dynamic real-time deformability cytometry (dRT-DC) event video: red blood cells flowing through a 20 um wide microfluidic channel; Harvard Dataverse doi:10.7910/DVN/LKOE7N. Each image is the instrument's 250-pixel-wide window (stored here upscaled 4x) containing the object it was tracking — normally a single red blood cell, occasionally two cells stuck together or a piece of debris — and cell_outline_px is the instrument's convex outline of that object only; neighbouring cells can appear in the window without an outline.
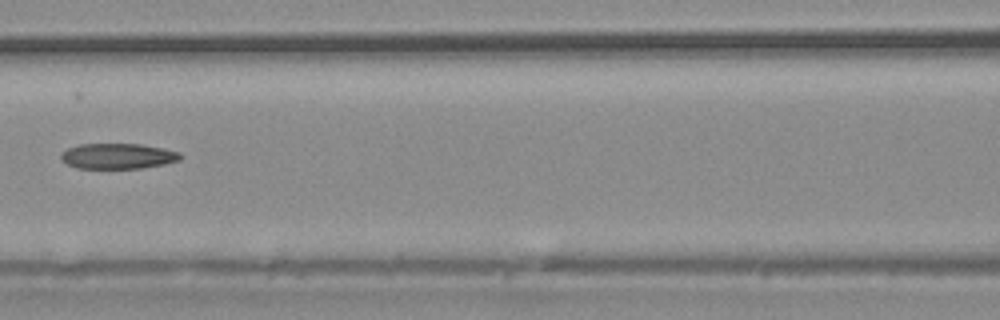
{"species": "common noctule bat (a hibernating species)", "species_latin": "Nyctalus noctula", "temperature_condition": "warm", "stored_images_in_passage": 38, "camera_frame_rate_fps": 3000, "um_per_image_px": 0.085, "animal": {"sex": "male", "body_mass_g": 20.4}, "frame": {"image": 1, "passage_image": 17, "time_ms": 5.333, "image_size_px": [1000, 320], "cell_outline_px": [[184, 156], [180, 160], [164, 164], [140, 168], [76, 168], [60, 160], [60, 152], [68, 148], [80, 144], [140, 144], [164, 148], [180, 152]], "centroid_in_image_um": [10.02, 13.26], "position_along_channel_um": 156.6, "area_um2": 17.86}}